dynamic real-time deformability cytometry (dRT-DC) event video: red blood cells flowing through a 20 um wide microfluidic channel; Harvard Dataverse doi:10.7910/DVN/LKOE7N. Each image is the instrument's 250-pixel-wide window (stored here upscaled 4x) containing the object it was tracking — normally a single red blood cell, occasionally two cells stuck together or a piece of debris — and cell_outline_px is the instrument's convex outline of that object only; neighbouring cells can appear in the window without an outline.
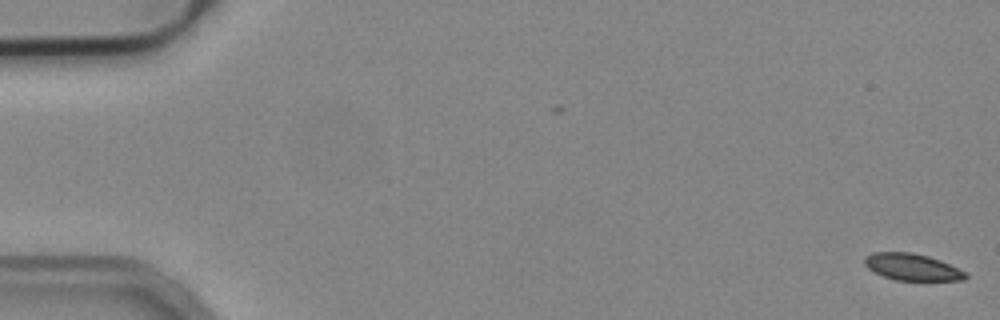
{"species": "common noctule bat (a hibernating species)", "species_latin": "Nyctalus noctula", "temperature_condition": "cold", "stored_images_in_passage": 4, "camera_frame_rate_fps": 3000, "um_per_image_px": 0.085, "animal": {"sex": "male", "body_mass_g": 19.2, "forearm_length_mm": 51.8}, "frame": {"image": 1, "passage_image": 4, "time_ms": 1.0, "image_size_px": [1000, 320], "cell_outline_px": [[968, 276], [964, 280], [896, 280], [884, 276], [868, 268], [864, 264], [864, 256], [872, 252], [912, 252], [928, 256], [940, 260], [968, 272]], "centroid_in_image_um": [77.55, 22.69], "position_along_channel_um": 7.5, "area_um2": 15.78}}